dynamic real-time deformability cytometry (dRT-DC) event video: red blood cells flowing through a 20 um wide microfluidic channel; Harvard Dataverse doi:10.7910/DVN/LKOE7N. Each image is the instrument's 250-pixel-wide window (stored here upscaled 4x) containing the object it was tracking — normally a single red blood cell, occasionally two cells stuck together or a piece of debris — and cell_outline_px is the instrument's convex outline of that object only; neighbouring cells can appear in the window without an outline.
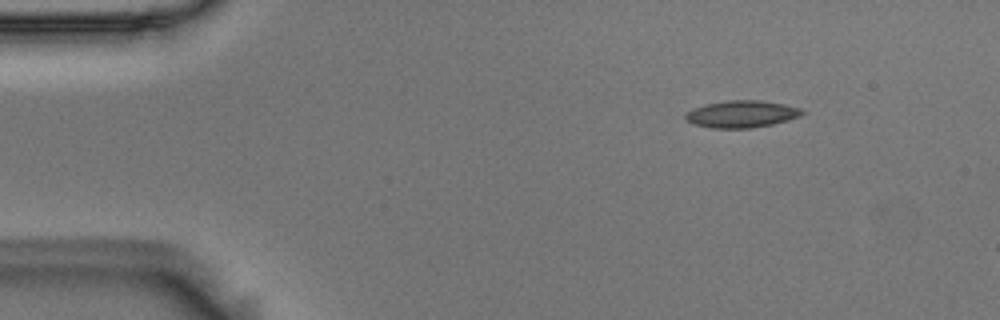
{"species": "Egyptian fruit bat (a non-hibernating species)", "species_latin": "Rousettus aegyptiacus", "temperature_condition": "room temperature", "stored_images_in_passage": 49, "camera_frame_rate_fps": 3000, "um_per_image_px": 0.085, "animal": {"sex": "male"}, "frame": {"image": 1, "passage_image": 1, "time_ms": 0.0, "image_size_px": [1000, 320], "cell_outline_px": [[804, 112], [800, 116], [788, 120], [772, 124], [752, 128], [712, 128], [692, 124], [684, 116], [692, 108], [704, 104], [728, 100], [760, 100], [784, 104], [800, 108]], "centroid_in_image_um": [63.02, 9.69], "position_along_channel_um": 22.0, "area_um2": 18.38}}
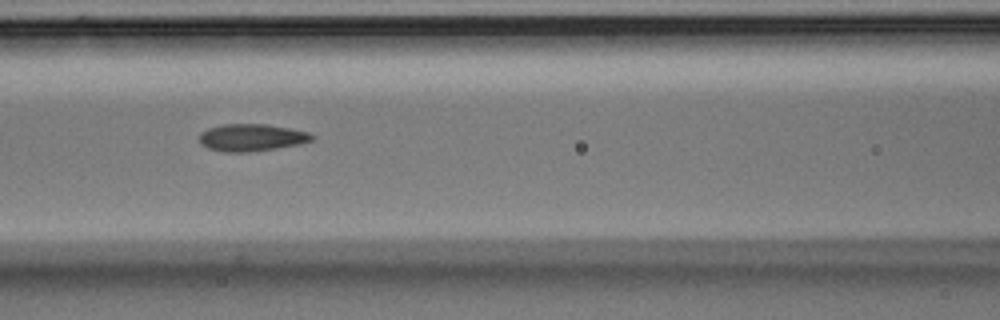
{"frame": {"image": 2, "passage_image": 17, "time_ms": 5.333, "image_size_px": [1000, 320], "cell_outline_px": [[316, 136], [312, 140], [300, 144], [276, 148], [248, 152], [224, 152], [208, 148], [200, 144], [200, 132], [208, 128], [224, 124], [268, 124], [308, 132]], "centroid_in_image_um": [21.38, 11.69], "position_along_channel_um": 145.2, "area_um2": 17.86}}
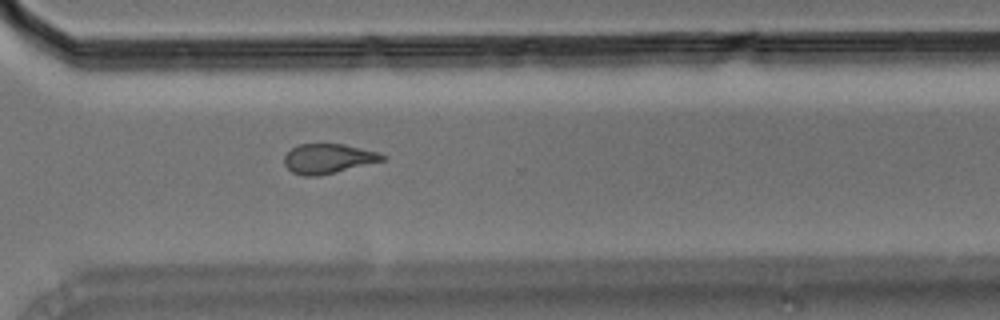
{"frame": {"image": 3, "passage_image": 33, "time_ms": 10.667, "image_size_px": [1000, 320], "cell_outline_px": [[388, 156], [384, 160], [320, 176], [304, 176], [292, 172], [284, 164], [284, 156], [292, 148], [300, 144], [344, 144], [380, 152]], "centroid_in_image_um": [27.91, 13.48], "position_along_channel_um": 342.7, "area_um2": 16.99}, "authors_computed_cell_mechanics": {"area_um2": 17.6868, "velocity_mm_per_s": 3.7039, "shape_relaxation_time_tau1_ms": null, "shape_relaxation_time_tau2_ms": 2.7879, "deformation_change_tau1": null, "deformation_change_tau2": 0.0925}}